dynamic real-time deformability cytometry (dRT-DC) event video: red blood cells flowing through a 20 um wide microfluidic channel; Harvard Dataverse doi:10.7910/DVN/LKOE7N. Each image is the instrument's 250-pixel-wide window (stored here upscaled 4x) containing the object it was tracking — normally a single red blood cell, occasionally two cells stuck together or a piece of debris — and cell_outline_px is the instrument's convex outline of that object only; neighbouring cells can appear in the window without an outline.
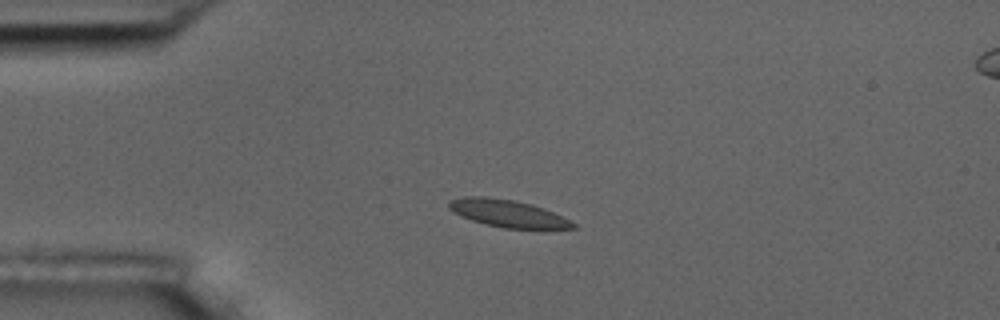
{"species": "common noctule bat (a hibernating species)", "species_latin": "Nyctalus noctula", "temperature_condition": "room temperature", "stored_images_in_passage": 5, "segment_of_instrument_passage": [1, 2], "camera_frame_rate_fps": 3000, "um_per_image_px": 0.085, "animal": {"sex": "male", "body_mass_g": 17.5, "forearm_length_mm": 52.3}, "frame": {"image": 1, "passage_image": 3, "time_ms": 2.333, "image_size_px": [1000, 320], "cell_outline_px": [[576, 228], [504, 228], [484, 224], [460, 216], [448, 208], [448, 200], [464, 196], [484, 196], [512, 200], [532, 204], [552, 212], [576, 224]], "centroid_in_image_um": [43.07, 18.13], "position_along_channel_um": 41.9, "area_um2": 19.48}}